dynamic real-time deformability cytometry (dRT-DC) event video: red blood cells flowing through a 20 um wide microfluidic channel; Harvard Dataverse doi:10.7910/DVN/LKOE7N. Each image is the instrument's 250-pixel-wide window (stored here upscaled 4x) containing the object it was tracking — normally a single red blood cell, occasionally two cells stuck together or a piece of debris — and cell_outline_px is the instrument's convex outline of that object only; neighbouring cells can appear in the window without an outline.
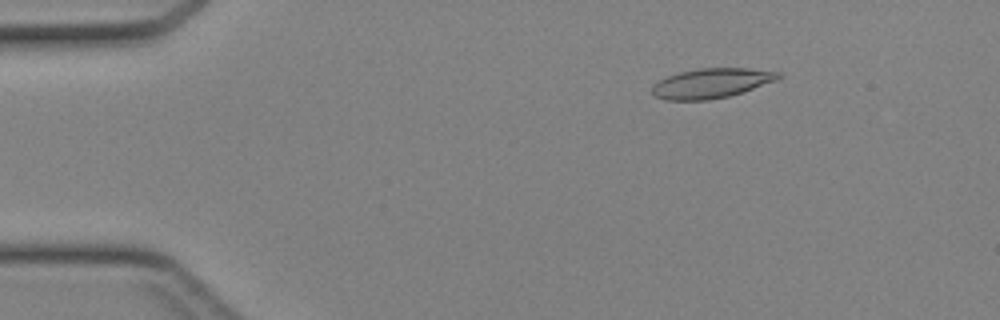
{"species": "Egyptian fruit bat (a non-hibernating species)", "species_latin": "Rousettus aegyptiacus", "temperature_condition": "cold", "stored_images_in_passage": 44, "camera_frame_rate_fps": 3000, "um_per_image_px": 0.085, "animal": {"sex": "female"}, "frame": {"image": 1, "passage_image": 7, "time_ms": 2.0, "image_size_px": [1000, 320], "cell_outline_px": [[784, 76], [776, 80], [744, 92], [728, 96], [708, 100], [664, 100], [652, 96], [652, 84], [668, 76], [680, 72], [700, 68], [748, 68], [784, 72]], "centroid_in_image_um": [60.49, 7.07], "position_along_channel_um": 24.5, "area_um2": 22.14}}
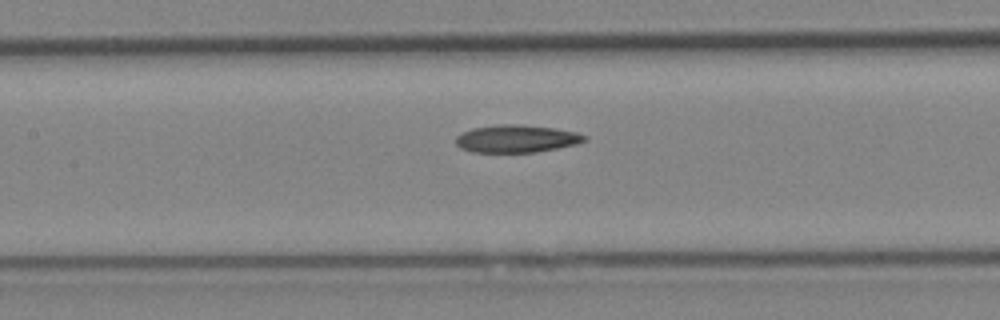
{"frame": {"image": 2, "passage_image": 21, "time_ms": 6.667, "image_size_px": [1000, 320], "cell_outline_px": [[588, 140], [576, 144], [536, 152], [472, 152], [460, 148], [456, 144], [456, 136], [472, 128], [504, 124], [520, 124], [552, 128], [576, 132], [588, 136]], "centroid_in_image_um": [43.91, 11.79], "position_along_channel_um": 163.5, "area_um2": 20.58}}
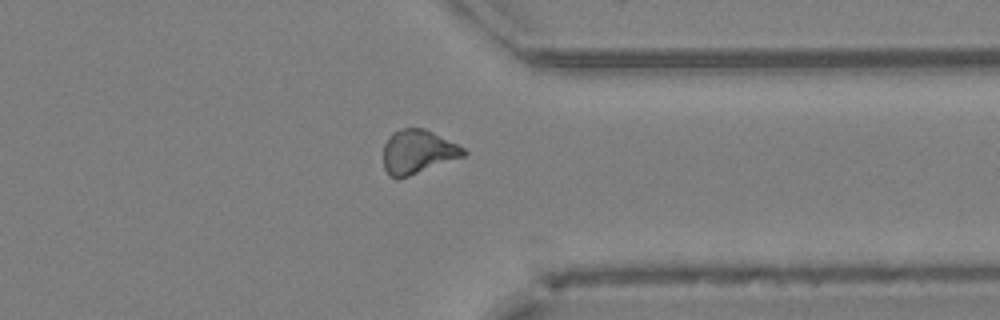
{"frame": {"image": 3, "passage_image": 35, "time_ms": 11.333, "image_size_px": [1000, 320], "cell_outline_px": [[468, 152], [464, 156], [408, 176], [388, 176], [384, 168], [384, 144], [388, 136], [392, 132], [400, 128], [424, 128], [464, 148]], "centroid_in_image_um": [35.49, 12.88], "position_along_channel_um": 375.9, "area_um2": 20.17}}